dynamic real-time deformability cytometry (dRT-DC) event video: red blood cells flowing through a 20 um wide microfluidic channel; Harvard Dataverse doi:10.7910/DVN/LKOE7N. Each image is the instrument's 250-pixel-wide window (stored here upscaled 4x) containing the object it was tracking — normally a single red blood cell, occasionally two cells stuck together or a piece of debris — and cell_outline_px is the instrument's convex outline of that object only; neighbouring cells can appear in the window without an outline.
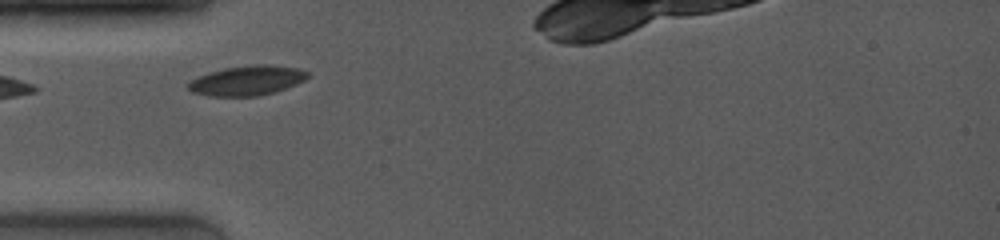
{"species": "common noctule bat (a hibernating species)", "species_latin": "Nyctalus noctula", "temperature_condition": "room temperature", "stored_images_in_passage": 20, "camera_frame_rate_fps": 4000, "um_per_image_px": 0.085, "animal": {"sex": "female", "body_mass_g": 19.0, "forearm_length_mm": 53.3}, "frame": {"image": 1, "passage_image": 2, "time_ms": 0.5, "image_size_px": [1000, 240], "cell_outline_px": [[308, 76], [304, 80], [296, 84], [276, 92], [256, 96], [208, 96], [192, 92], [188, 88], [188, 84], [192, 80], [200, 76], [224, 68], [256, 64], [264, 64], [300, 68], [308, 72]], "centroid_in_image_um": [21.03, 6.85], "position_along_channel_um": 64.0, "area_um2": 20.52}}
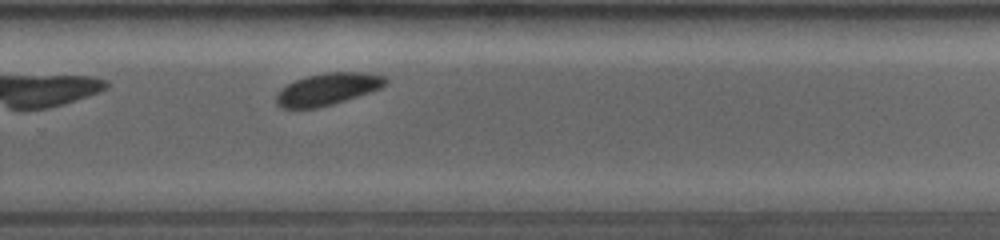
{"frame": {"image": 2, "passage_image": 14, "time_ms": 6.5, "image_size_px": [1000, 240], "cell_outline_px": [[388, 84], [380, 88], [332, 104], [316, 108], [280, 108], [276, 104], [276, 96], [280, 88], [296, 80], [308, 76], [324, 72], [368, 72], [388, 76]], "centroid_in_image_um": [27.87, 7.56], "position_along_channel_um": 301.9, "area_um2": 20.4}}
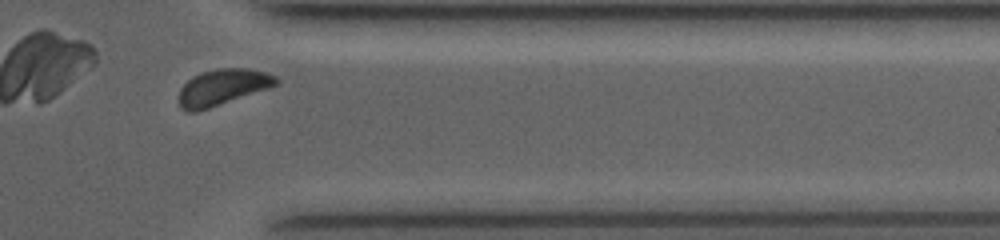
{"frame": {"image": 3, "passage_image": 18, "time_ms": 8.75, "image_size_px": [1000, 240], "cell_outline_px": [[280, 84], [196, 112], [188, 112], [180, 108], [180, 88], [192, 76], [200, 72], [216, 68], [248, 68], [264, 72], [276, 76], [280, 80]], "centroid_in_image_um": [18.92, 7.39], "position_along_channel_um": 392.5, "area_um2": 20.35}, "authors_computed_cell_mechanics": {"area_um2": 20.6346, "velocity_mm_per_s": 3.9921, "shape_relaxation_time_tau1_ms": 1.1397, "shape_relaxation_time_tau2_ms": null, "deformation_change_tau1": 0.0388, "deformation_change_tau2": null}}